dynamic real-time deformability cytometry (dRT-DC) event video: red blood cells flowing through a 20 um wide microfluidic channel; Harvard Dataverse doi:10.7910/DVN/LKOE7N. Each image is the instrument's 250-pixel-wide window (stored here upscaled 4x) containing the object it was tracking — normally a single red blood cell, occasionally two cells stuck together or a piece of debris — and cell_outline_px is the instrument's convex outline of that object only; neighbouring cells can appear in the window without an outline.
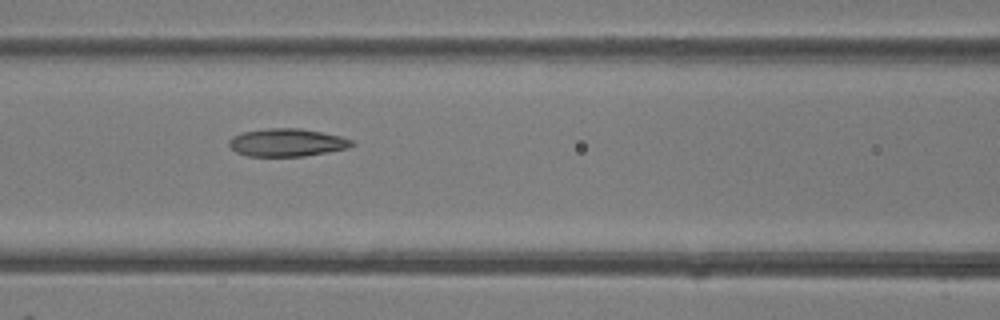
{"species": "common noctule bat (a hibernating species)", "species_latin": "Nyctalus noctula", "temperature_condition": "room temperature", "stored_images_in_passage": 5, "camera_frame_rate_fps": 3000, "um_per_image_px": 0.085, "animal": {"sex": "female"}, "frame": {"image": 1, "passage_image": 5, "time_ms": 5.333, "image_size_px": [1000, 320], "cell_outline_px": [[356, 144], [348, 148], [328, 152], [304, 156], [248, 156], [236, 152], [228, 144], [228, 140], [232, 136], [244, 132], [268, 128], [300, 128], [340, 136], [352, 140]], "centroid_in_image_um": [24.39, 12.12], "position_along_channel_um": 142.2, "area_um2": 19.88}}